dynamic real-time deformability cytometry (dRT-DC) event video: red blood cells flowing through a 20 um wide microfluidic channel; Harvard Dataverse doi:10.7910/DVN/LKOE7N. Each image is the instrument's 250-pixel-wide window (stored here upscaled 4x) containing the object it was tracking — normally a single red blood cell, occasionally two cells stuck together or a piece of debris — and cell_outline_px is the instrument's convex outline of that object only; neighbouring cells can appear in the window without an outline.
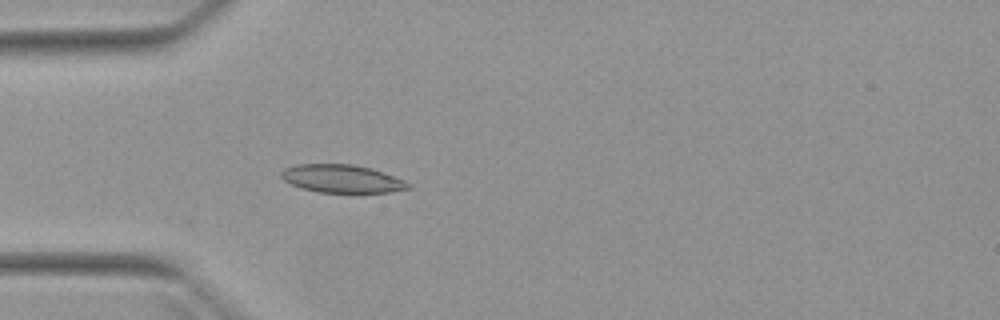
{"species": "Egyptian fruit bat (a non-hibernating species)", "species_latin": "Rousettus aegyptiacus", "temperature_condition": "warm", "stored_images_in_passage": 2, "camera_frame_rate_fps": 3000, "um_per_image_px": 0.085, "animal": {"sex": "female"}, "frame": {"image": 1, "passage_image": 2, "time_ms": 1.0, "image_size_px": [1000, 320], "cell_outline_px": [[412, 188], [388, 192], [316, 192], [300, 188], [284, 180], [280, 176], [280, 172], [284, 168], [296, 164], [352, 164], [372, 168], [404, 180]], "centroid_in_image_um": [29.02, 15.18], "position_along_channel_um": 56.0, "area_um2": 20.69}}